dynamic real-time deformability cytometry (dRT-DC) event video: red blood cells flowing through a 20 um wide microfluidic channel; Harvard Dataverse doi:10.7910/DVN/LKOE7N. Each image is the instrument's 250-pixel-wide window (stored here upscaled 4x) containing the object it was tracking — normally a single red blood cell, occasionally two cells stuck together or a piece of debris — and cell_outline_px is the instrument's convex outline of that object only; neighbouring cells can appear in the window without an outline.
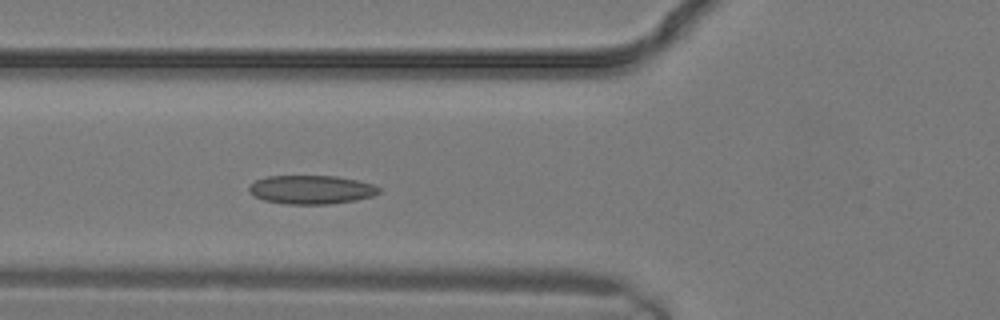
{"species": "common noctule bat (a hibernating species)", "species_latin": "Nyctalus noctula", "temperature_condition": "warm", "stored_images_in_passage": 3, "camera_frame_rate_fps": 3000, "um_per_image_px": 0.085, "animal": {"sex": "male", "body_mass_g": 19.2, "forearm_length_mm": 51.8}, "frame": {"image": 1, "passage_image": 3, "time_ms": 0.667, "image_size_px": [1000, 320], "cell_outline_px": [[380, 192], [372, 196], [356, 200], [332, 204], [284, 204], [264, 200], [248, 192], [248, 188], [256, 180], [268, 176], [336, 176], [356, 180], [372, 184], [380, 188]], "centroid_in_image_um": [26.46, 16.12], "position_along_channel_um": 99.3, "area_um2": 21.68}}